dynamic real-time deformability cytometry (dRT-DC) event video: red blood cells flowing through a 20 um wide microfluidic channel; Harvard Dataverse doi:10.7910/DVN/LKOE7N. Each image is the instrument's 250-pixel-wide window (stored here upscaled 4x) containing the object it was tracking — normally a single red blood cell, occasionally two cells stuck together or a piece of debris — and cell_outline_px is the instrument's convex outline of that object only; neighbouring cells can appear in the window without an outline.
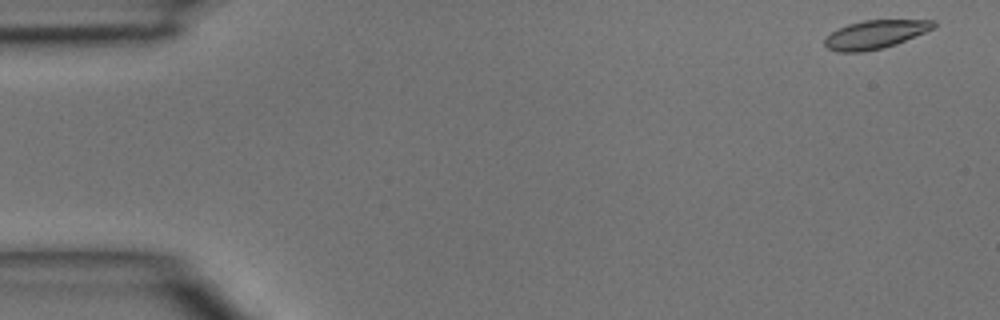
{"species": "common noctule bat (a hibernating species)", "species_latin": "Nyctalus noctula", "temperature_condition": "room temperature", "stored_images_in_passage": 3, "camera_frame_rate_fps": 3000, "um_per_image_px": 0.085, "animal": {"sex": "male", "body_mass_g": 15.6}, "frame": {"image": 1, "passage_image": 1, "time_ms": 0.0, "image_size_px": [1000, 320], "cell_outline_px": [[936, 24], [932, 28], [924, 32], [896, 44], [884, 48], [864, 52], [836, 52], [828, 48], [824, 44], [824, 40], [832, 32], [848, 24], [864, 20], [936, 20]], "centroid_in_image_um": [74.37, 2.93], "position_along_channel_um": 10.6, "area_um2": 17.86}}
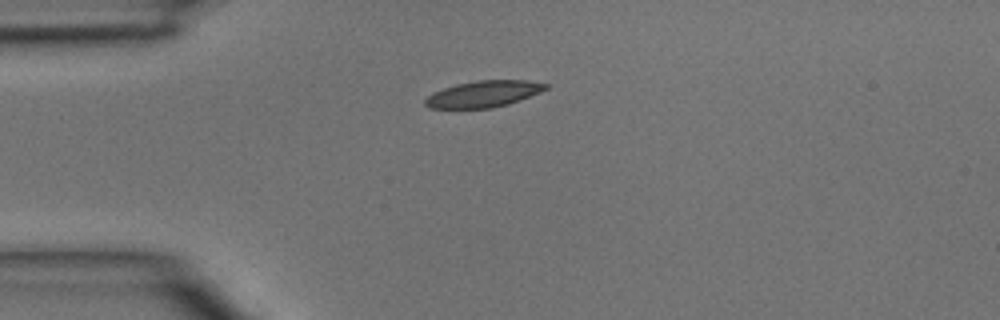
{"frame": {"image": 2, "passage_image": 3, "time_ms": 0.667, "image_size_px": [1000, 320], "cell_outline_px": [[548, 88], [540, 92], [520, 100], [508, 104], [492, 108], [428, 108], [424, 104], [424, 100], [432, 92], [456, 84], [476, 80], [528, 80], [548, 84]], "centroid_in_image_um": [41.09, 7.98], "position_along_channel_um": 43.9, "area_um2": 18.61}}